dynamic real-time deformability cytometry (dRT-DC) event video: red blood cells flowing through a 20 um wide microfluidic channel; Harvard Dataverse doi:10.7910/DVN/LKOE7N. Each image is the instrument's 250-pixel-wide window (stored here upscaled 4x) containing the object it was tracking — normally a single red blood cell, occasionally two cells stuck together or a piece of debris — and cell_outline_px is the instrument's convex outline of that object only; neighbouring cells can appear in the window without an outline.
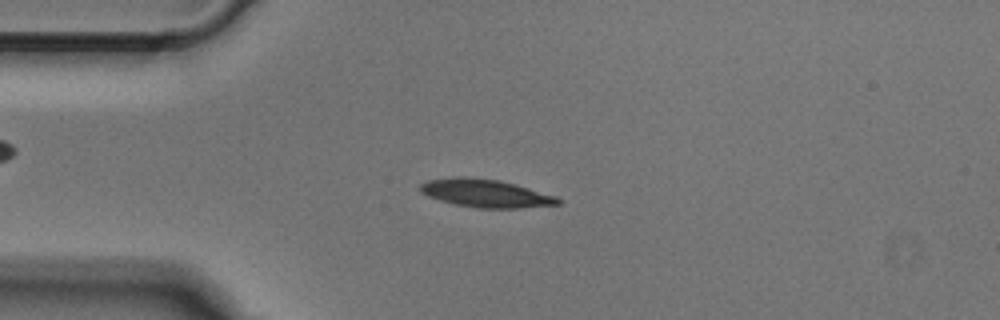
{"species": "Egyptian fruit bat (a non-hibernating species)", "species_latin": "Rousettus aegyptiacus", "temperature_condition": "cold", "stored_images_in_passage": 49, "camera_frame_rate_fps": 3000, "um_per_image_px": 0.085, "animal": {"sex": "male"}, "frame": {"image": 1, "passage_image": 11, "time_ms": 3.333, "image_size_px": [1000, 320], "cell_outline_px": [[564, 200], [560, 204], [520, 208], [480, 208], [456, 204], [440, 200], [428, 196], [420, 192], [420, 184], [428, 180], [500, 180], [516, 184], [556, 196]], "centroid_in_image_um": [41.41, 16.49], "position_along_channel_um": 43.6, "area_um2": 21.39}}
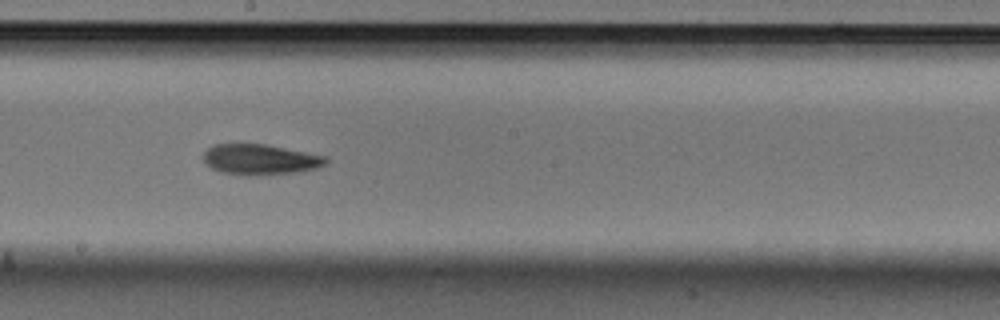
{"frame": {"image": 2, "passage_image": 26, "time_ms": 8.333, "image_size_px": [1000, 320], "cell_outline_px": [[328, 160], [324, 164], [316, 168], [300, 172], [248, 176], [244, 176], [220, 172], [212, 168], [200, 156], [212, 144], [264, 144], [328, 156]], "centroid_in_image_um": [22.09, 13.56], "position_along_channel_um": 226.1, "area_um2": 21.96}}
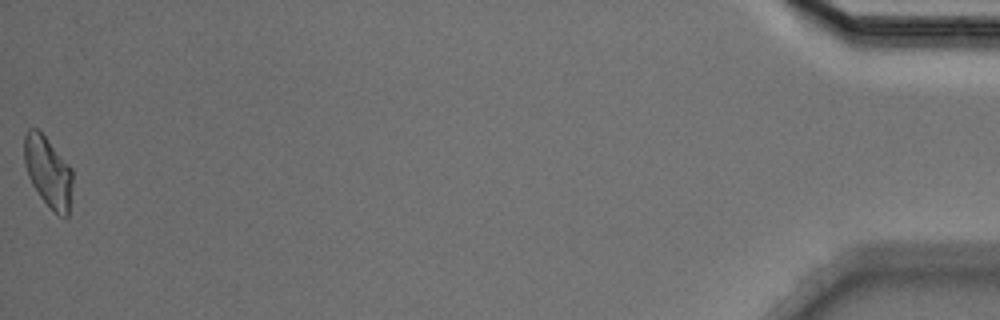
{"frame": {"image": 3, "passage_image": 49, "time_ms": 16.0, "image_size_px": [1000, 320], "cell_outline_px": [[72, 200], [68, 216], [64, 220], [56, 216], [40, 196], [32, 184], [28, 176], [24, 164], [24, 136], [28, 128], [36, 128], [44, 136], [72, 168]], "centroid_in_image_um": [4.11, 14.69], "position_along_channel_um": 431.1, "area_um2": 20.23}}